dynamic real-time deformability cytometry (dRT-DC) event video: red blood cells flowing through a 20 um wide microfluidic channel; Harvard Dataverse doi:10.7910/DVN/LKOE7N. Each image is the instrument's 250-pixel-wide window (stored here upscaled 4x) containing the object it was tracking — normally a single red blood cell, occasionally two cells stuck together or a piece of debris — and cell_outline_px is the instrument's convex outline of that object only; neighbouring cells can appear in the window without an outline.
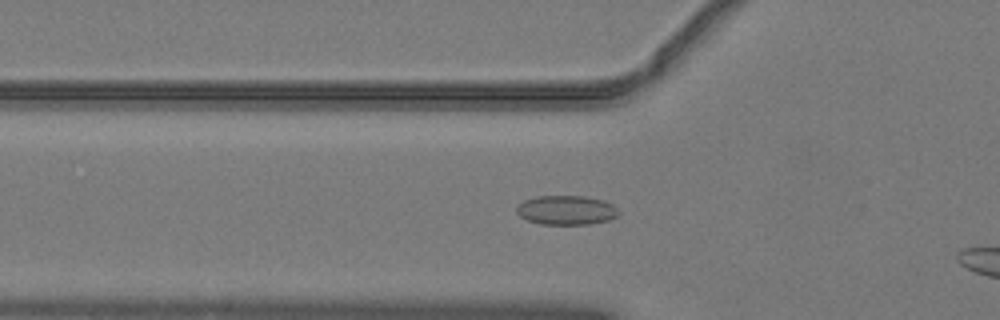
{"species": "common noctule bat (a hibernating species)", "species_latin": "Nyctalus noctula", "temperature_condition": "warm", "stored_images_in_passage": 26, "camera_frame_rate_fps": 3000, "um_per_image_px": 0.085, "animal": {"sex": "male", "body_mass_g": 19.2, "forearm_length_mm": 51.8}, "frame": {"image": 1, "passage_image": 15, "time_ms": 4.667, "image_size_px": [1000, 320], "cell_outline_px": [[620, 212], [616, 216], [608, 220], [588, 224], [540, 224], [528, 220], [520, 216], [516, 212], [516, 204], [524, 200], [536, 196], [584, 196], [604, 200], [612, 204]], "centroid_in_image_um": [48.11, 17.85], "position_along_channel_um": 77.7, "area_um2": 17.46}}
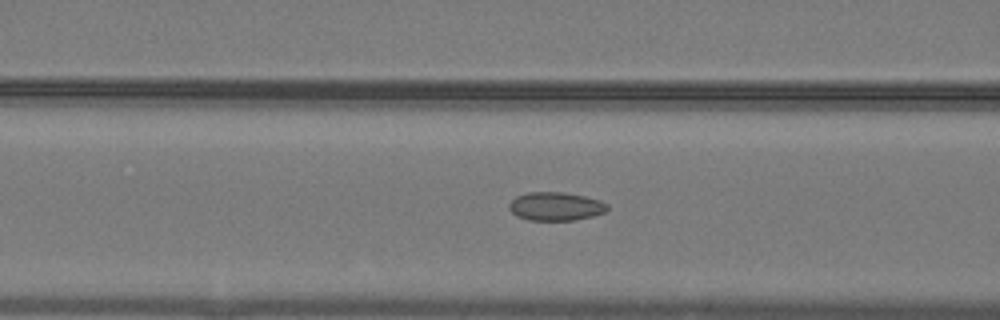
{"frame": {"image": 2, "passage_image": 18, "time_ms": 5.667, "image_size_px": [1000, 320], "cell_outline_px": [[608, 208], [604, 212], [592, 216], [572, 220], [528, 220], [516, 216], [508, 208], [508, 204], [516, 196], [528, 192], [564, 192], [584, 196], [600, 200], [608, 204]], "centroid_in_image_um": [47.2, 17.53], "position_along_channel_um": 119.4, "area_um2": 16.3}}
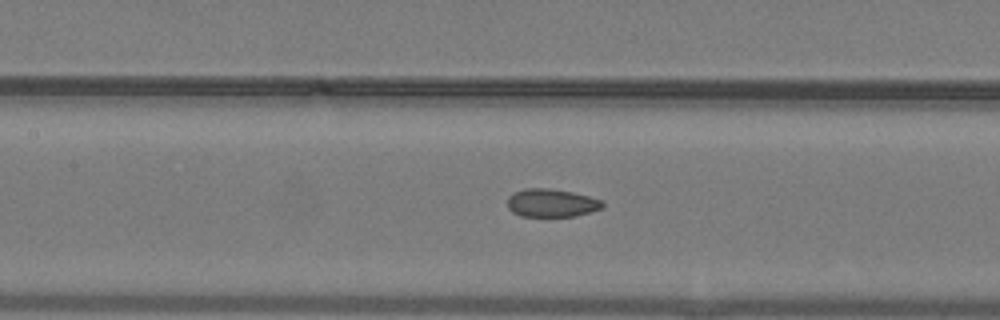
{"frame": {"image": 3, "passage_image": 21, "time_ms": 6.667, "image_size_px": [1000, 320], "cell_outline_px": [[604, 208], [592, 212], [576, 216], [520, 216], [512, 212], [508, 208], [508, 196], [516, 192], [528, 188], [548, 188], [572, 192], [588, 196], [600, 200], [604, 204]], "centroid_in_image_um": [46.89, 17.26], "position_along_channel_um": 160.5, "area_um2": 15.55}}